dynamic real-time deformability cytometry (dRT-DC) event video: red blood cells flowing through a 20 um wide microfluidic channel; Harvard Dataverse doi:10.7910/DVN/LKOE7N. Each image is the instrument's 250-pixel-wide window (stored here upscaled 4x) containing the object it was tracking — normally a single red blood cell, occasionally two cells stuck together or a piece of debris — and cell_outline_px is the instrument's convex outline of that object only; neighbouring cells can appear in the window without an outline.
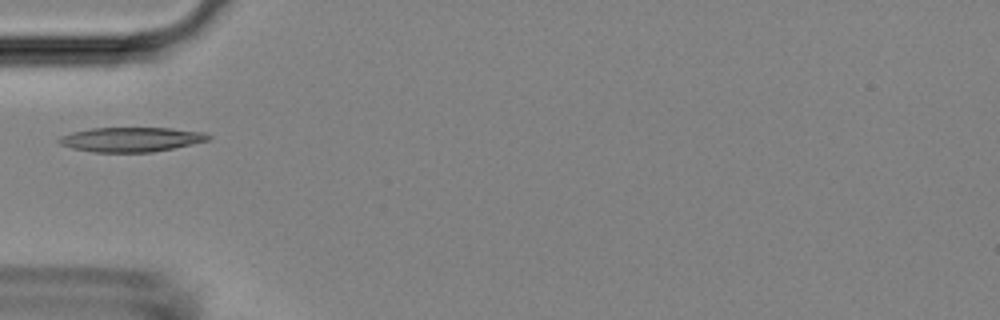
{"species": "Egyptian fruit bat (a non-hibernating species)", "species_latin": "Rousettus aegyptiacus", "temperature_condition": "room temperature", "stored_images_in_passage": 5, "camera_frame_rate_fps": 3000, "um_per_image_px": 0.085, "animal": {"sex": "female"}, "frame": {"image": 1, "passage_image": 4, "time_ms": 5.0, "image_size_px": [1000, 320], "cell_outline_px": [[212, 136], [208, 140], [192, 144], [152, 152], [92, 152], [72, 148], [60, 144], [56, 140], [60, 136], [72, 132], [92, 128], [172, 128], [204, 132]], "centroid_in_image_um": [11.13, 11.85], "position_along_channel_um": 73.9, "area_um2": 21.33}}